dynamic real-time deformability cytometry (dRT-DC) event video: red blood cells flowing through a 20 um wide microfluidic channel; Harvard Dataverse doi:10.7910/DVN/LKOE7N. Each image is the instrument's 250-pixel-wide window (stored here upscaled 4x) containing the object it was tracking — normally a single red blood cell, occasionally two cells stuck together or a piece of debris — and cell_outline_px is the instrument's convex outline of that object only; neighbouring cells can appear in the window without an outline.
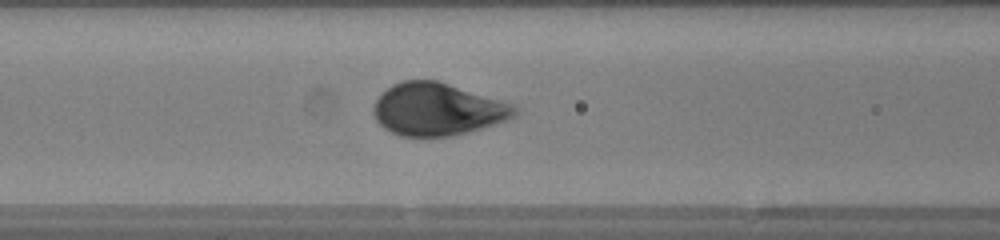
{"species": "human", "species_latin": "Homo sapiens", "temperature_condition": "warm", "stored_images_in_passage": 47, "camera_frame_rate_fps": 3000, "um_per_image_px": 0.085, "donor": {"sex": "female"}, "frame": {"image": 1, "passage_image": 18, "time_ms": 5.667, "image_size_px": [1000, 240], "cell_outline_px": [[520, 112], [516, 116], [508, 120], [468, 132], [448, 136], [400, 136], [384, 128], [376, 120], [372, 112], [372, 108], [376, 100], [392, 84], [404, 80], [436, 80], [500, 100], [512, 104]], "centroid_in_image_um": [37.18, 9.3], "position_along_channel_um": 129.4, "area_um2": 42.89}}
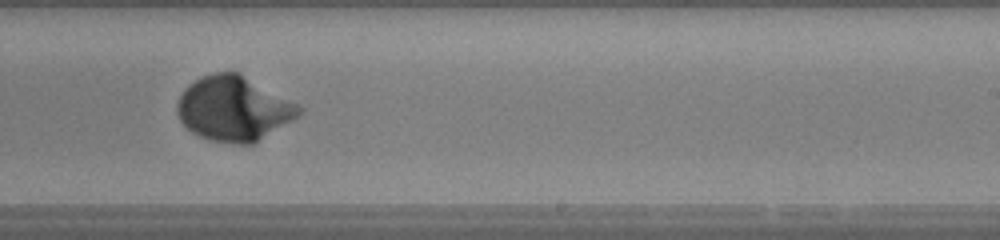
{"frame": {"image": 2, "passage_image": 28, "time_ms": 9.0, "image_size_px": [1000, 240], "cell_outline_px": [[304, 108], [296, 116], [256, 144], [232, 144], [212, 140], [200, 136], [192, 132], [180, 120], [176, 112], [176, 104], [184, 88], [188, 84], [212, 72], [236, 72]], "centroid_in_image_um": [19.81, 9.26], "position_along_channel_um": 269.2, "area_um2": 45.26}}
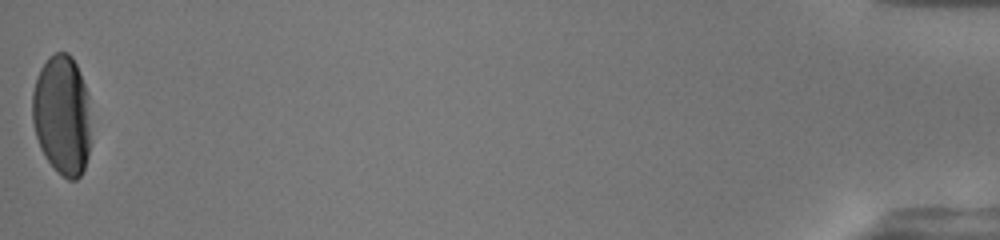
{"frame": {"image": 3, "passage_image": 47, "time_ms": 15.333, "image_size_px": [1000, 240], "cell_outline_px": [[88, 156], [84, 168], [80, 176], [76, 180], [68, 180], [44, 156], [40, 148], [36, 136], [32, 120], [32, 92], [36, 76], [40, 68], [48, 56], [56, 52], [68, 52], [72, 56], [80, 72], [88, 92]], "centroid_in_image_um": [5.24, 9.72], "position_along_channel_um": 430.0, "area_um2": 40.81}, "authors_computed_cell_mechanics": {"area_um2": 44.0436, "velocity_mm_per_s": 4.2011, "shape_relaxation_time_tau1_ms": 2.2419, "shape_relaxation_time_tau2_ms": null, "deformation_change_tau1": 0.166, "deformation_change_tau2": null}}